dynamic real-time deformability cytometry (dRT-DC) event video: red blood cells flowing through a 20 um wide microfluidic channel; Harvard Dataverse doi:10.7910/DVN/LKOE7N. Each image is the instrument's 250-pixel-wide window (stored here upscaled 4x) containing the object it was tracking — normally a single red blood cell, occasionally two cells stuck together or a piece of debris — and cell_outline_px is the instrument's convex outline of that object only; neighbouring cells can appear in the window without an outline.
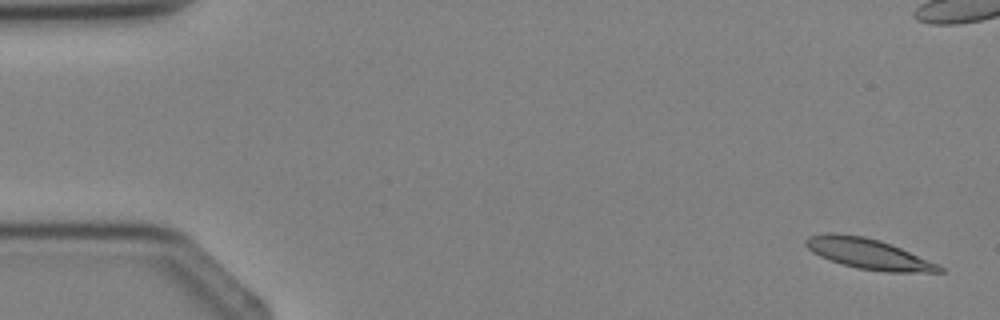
{"species": "Egyptian fruit bat (a non-hibernating species)", "species_latin": "Rousettus aegyptiacus", "temperature_condition": "cold", "stored_images_in_passage": 4, "camera_frame_rate_fps": 3000, "um_per_image_px": 0.085, "animal": {"sex": "female"}, "frame": {"image": 1, "passage_image": 1, "time_ms": 0.0, "image_size_px": [1000, 320], "cell_outline_px": [[944, 272], [884, 272], [856, 268], [828, 260], [812, 252], [804, 244], [804, 240], [808, 236], [832, 232], [864, 236], [880, 240], [900, 248], [936, 264], [944, 268]], "centroid_in_image_um": [73.74, 21.57], "position_along_channel_um": 11.3, "area_um2": 23.58}}